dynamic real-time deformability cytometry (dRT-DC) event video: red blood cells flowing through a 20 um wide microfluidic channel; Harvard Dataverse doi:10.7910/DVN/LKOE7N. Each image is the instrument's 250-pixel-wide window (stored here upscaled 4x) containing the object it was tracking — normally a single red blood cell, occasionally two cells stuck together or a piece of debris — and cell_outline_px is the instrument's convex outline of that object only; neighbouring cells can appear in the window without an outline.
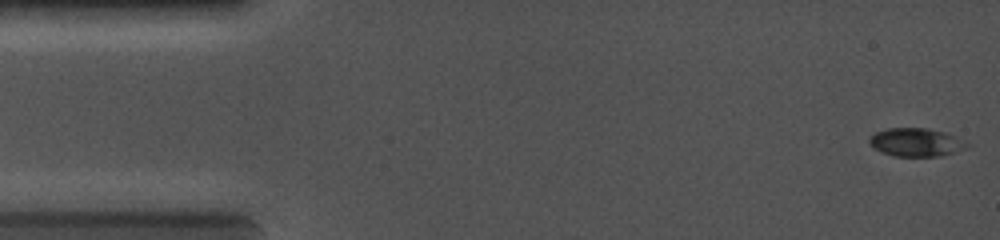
{"species": "common noctule bat (a hibernating species)", "species_latin": "Nyctalus noctula", "temperature_condition": "cold", "stored_images_in_passage": 43, "camera_frame_rate_fps": 5000, "um_per_image_px": 0.085, "animal": {"sex": "female", "body_mass_g": 19.0, "forearm_length_mm": 56.7}, "frame": {"image": 1, "passage_image": 1, "time_ms": 0.0, "image_size_px": [1000, 240], "cell_outline_px": [[972, 144], [968, 148], [940, 156], [896, 156], [884, 152], [876, 148], [868, 140], [876, 132], [888, 128], [928, 128], [944, 132], [956, 136]], "centroid_in_image_um": [77.96, 12.09], "position_along_channel_um": 7.0, "area_um2": 15.95}}
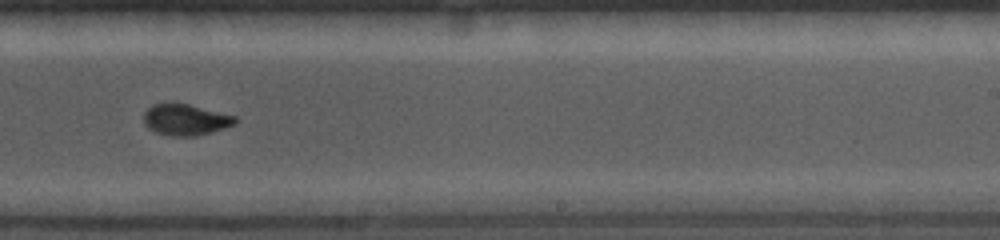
{"frame": {"image": 2, "passage_image": 27, "time_ms": 8.2, "image_size_px": [1000, 240], "cell_outline_px": [[240, 120], [236, 124], [212, 132], [196, 136], [172, 136], [156, 132], [148, 128], [144, 124], [144, 112], [152, 104], [172, 100], [236, 116]], "centroid_in_image_um": [15.76, 10.14], "position_along_channel_um": 273.2, "area_um2": 17.11}}
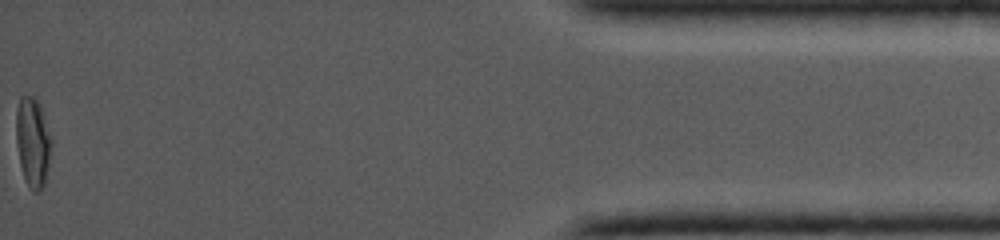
{"frame": {"image": 3, "passage_image": 43, "time_ms": 13.2, "image_size_px": [1000, 240], "cell_outline_px": [[52, 144], [44, 184], [36, 192], [32, 192], [28, 188], [24, 180], [20, 164], [16, 140], [16, 108], [20, 96], [32, 96], [40, 104], [52, 140]], "centroid_in_image_um": [2.77, 12.08], "position_along_channel_um": 432.4, "area_um2": 18.44}}